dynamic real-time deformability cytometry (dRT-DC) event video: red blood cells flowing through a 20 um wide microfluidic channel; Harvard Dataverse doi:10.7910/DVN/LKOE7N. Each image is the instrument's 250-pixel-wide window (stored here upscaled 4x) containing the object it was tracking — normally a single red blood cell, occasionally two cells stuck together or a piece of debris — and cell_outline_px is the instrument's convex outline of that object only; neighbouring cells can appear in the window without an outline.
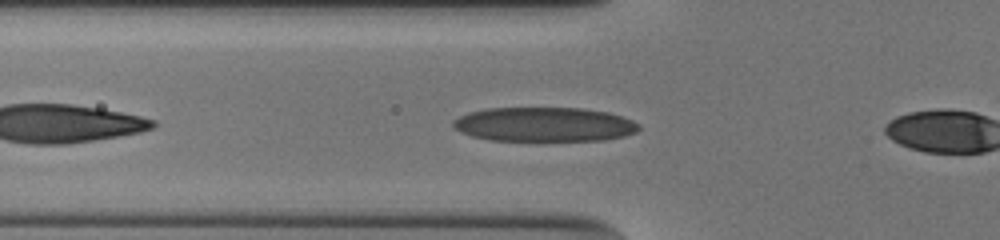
{"species": "human", "species_latin": "Homo sapiens", "temperature_condition": "cold", "stored_images_in_passage": 6, "camera_frame_rate_fps": 3000, "um_per_image_px": 0.085, "donor": {"sex": "male"}, "frame": {"image": 1, "passage_image": 5, "time_ms": 1.333, "image_size_px": [1000, 240], "cell_outline_px": [[640, 128], [636, 132], [624, 136], [604, 140], [488, 140], [472, 136], [460, 132], [452, 124], [452, 120], [468, 112], [488, 108], [580, 108], [608, 112], [632, 120], [640, 124]], "centroid_in_image_um": [46.25, 10.57], "position_along_channel_um": 79.5, "area_um2": 37.11}}